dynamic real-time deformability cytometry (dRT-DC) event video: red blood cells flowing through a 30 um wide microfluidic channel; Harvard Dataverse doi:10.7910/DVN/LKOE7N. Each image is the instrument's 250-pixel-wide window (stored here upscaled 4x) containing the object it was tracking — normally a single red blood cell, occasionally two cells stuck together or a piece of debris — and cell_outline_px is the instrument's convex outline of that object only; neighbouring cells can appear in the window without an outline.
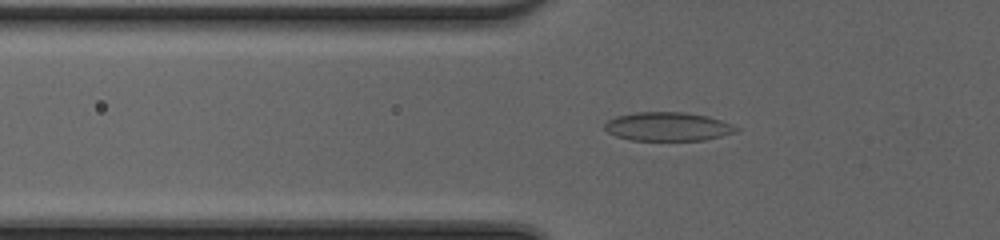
{"species": "common noctule bat (a hibernating species)", "species_latin": "Nyctalus noctula", "temperature_condition": "cold", "stored_images_in_passage": 52, "camera_frame_rate_fps": 3000, "um_per_image_px": 0.085, "animal": {"sex": "female", "body_mass_g": 20.0, "forearm_length_mm": 54.0}, "frame": {"image": 1, "passage_image": 21, "time_ms": 6.667, "image_size_px": [1000, 240], "cell_outline_px": [[740, 128], [736, 132], [704, 140], [632, 140], [616, 136], [608, 132], [604, 128], [604, 124], [608, 120], [616, 116], [636, 112], [684, 112], [708, 116], [720, 120]], "centroid_in_image_um": [56.74, 10.75], "position_along_channel_um": 69.1, "area_um2": 21.91}}
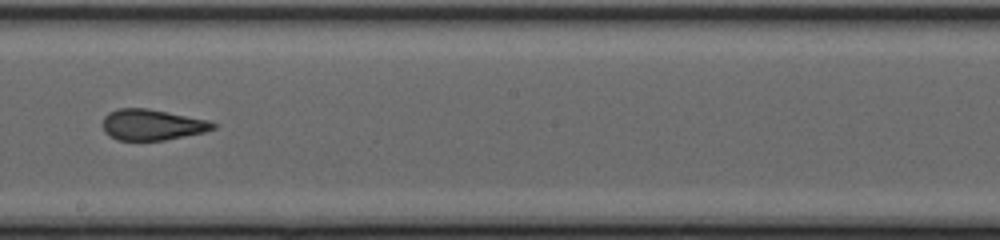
{"frame": {"image": 2, "passage_image": 33, "time_ms": 10.667, "image_size_px": [1000, 240], "cell_outline_px": [[216, 128], [204, 132], [164, 140], [116, 140], [108, 136], [104, 132], [104, 116], [108, 112], [120, 108], [148, 108], [208, 120], [216, 124]], "centroid_in_image_um": [12.91, 10.6], "position_along_channel_um": 235.3, "area_um2": 19.83}}
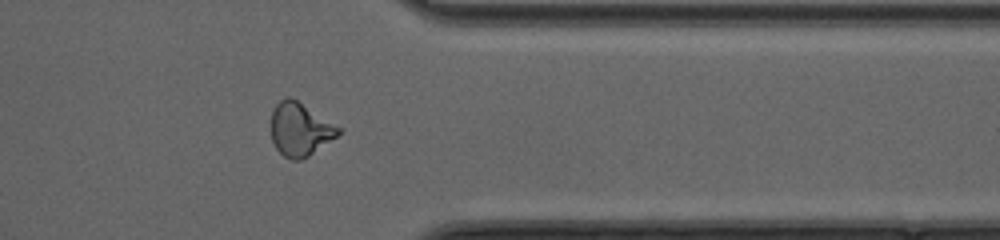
{"frame": {"image": 3, "passage_image": 44, "time_ms": 14.333, "image_size_px": [1000, 240], "cell_outline_px": [[344, 128], [336, 136], [308, 156], [300, 160], [292, 160], [284, 156], [276, 148], [272, 140], [272, 112], [276, 104], [280, 100], [288, 96], [292, 96]], "centroid_in_image_um": [25.53, 10.95], "position_along_channel_um": 385.9, "area_um2": 21.04}, "authors_computed_cell_mechanics": {"area_um2": 21.1259, "velocity_mm_per_s": 4.2241, "shape_relaxation_time_tau1_ms": null, "shape_relaxation_time_tau2_ms": 1.1856, "deformation_change_tau1": null, "deformation_change_tau2": 0.0779}}